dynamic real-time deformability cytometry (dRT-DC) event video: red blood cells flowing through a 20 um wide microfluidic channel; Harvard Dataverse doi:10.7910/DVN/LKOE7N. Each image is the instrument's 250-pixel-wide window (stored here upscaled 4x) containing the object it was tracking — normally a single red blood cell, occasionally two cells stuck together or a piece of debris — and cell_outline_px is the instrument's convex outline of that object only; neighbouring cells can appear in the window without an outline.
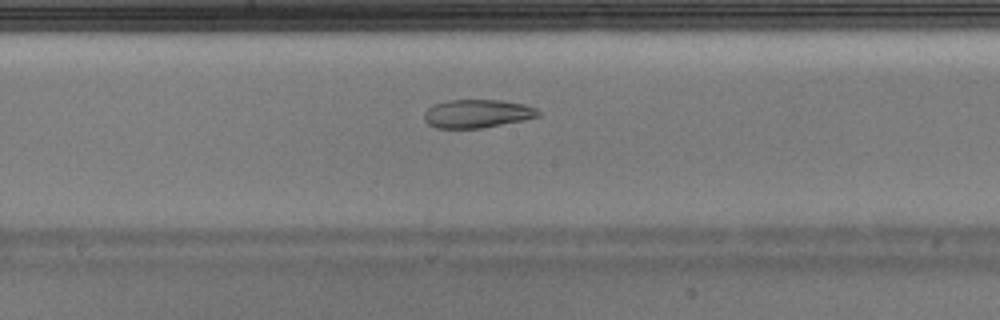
{"species": "Egyptian fruit bat (a non-hibernating species)", "species_latin": "Rousettus aegyptiacus", "temperature_condition": "warm", "stored_images_in_passage": 31, "camera_frame_rate_fps": 3000, "um_per_image_px": 0.085, "animal": {"sex": "male"}, "frame": {"image": 1, "passage_image": 11, "time_ms": 3.333, "image_size_px": [1000, 320], "cell_outline_px": [[540, 116], [524, 120], [480, 128], [436, 128], [428, 124], [424, 120], [424, 112], [432, 104], [448, 100], [500, 100], [524, 104], [536, 108], [540, 112]], "centroid_in_image_um": [40.54, 9.65], "position_along_channel_um": 207.7, "area_um2": 18.9}}
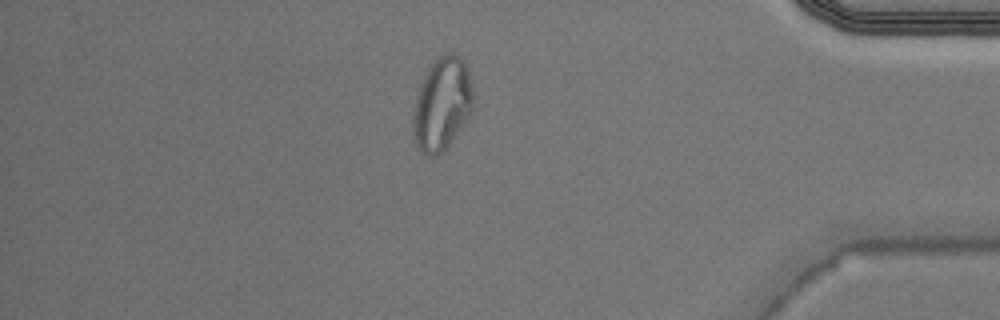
{"frame": {"image": 2, "passage_image": 25, "time_ms": 8.0, "image_size_px": [1000, 320], "cell_outline_px": [[472, 108], [468, 116], [448, 148], [432, 156], [428, 156], [420, 148], [412, 132], [412, 120], [416, 96], [420, 84], [432, 60], [436, 56], [448, 52], [452, 52], [464, 60], [468, 72], [472, 88]], "centroid_in_image_um": [37.56, 8.8], "position_along_channel_um": 397.6, "area_um2": 32.37}}
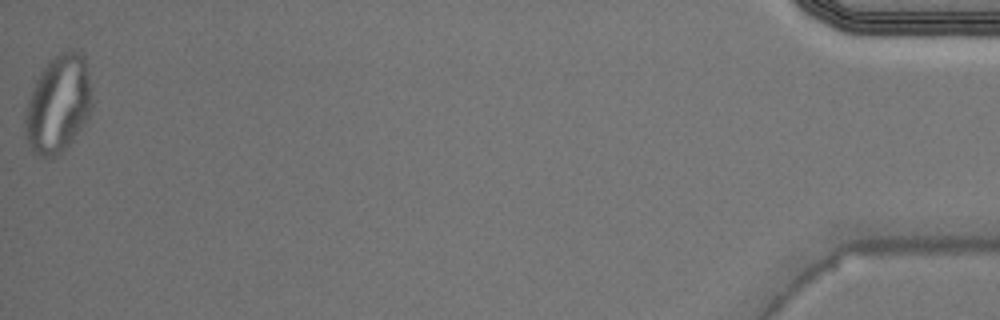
{"frame": {"image": 3, "passage_image": 31, "time_ms": 10.0, "image_size_px": [1000, 320], "cell_outline_px": [[92, 108], [88, 120], [72, 140], [56, 156], [36, 156], [32, 152], [24, 136], [24, 120], [28, 100], [32, 88], [36, 80], [48, 60], [60, 52], [72, 48], [84, 60], [92, 96]], "centroid_in_image_um": [4.92, 8.88], "position_along_channel_um": 430.3, "area_um2": 37.97}}